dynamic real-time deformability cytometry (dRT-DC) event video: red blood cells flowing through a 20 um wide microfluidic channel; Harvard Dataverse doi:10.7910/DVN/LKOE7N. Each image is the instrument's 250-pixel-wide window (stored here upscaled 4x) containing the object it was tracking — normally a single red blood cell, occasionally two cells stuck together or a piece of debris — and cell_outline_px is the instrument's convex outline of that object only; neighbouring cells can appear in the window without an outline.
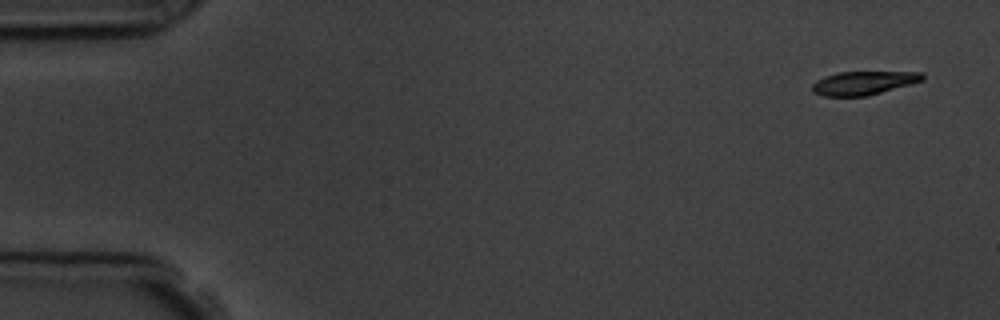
{"species": "common noctule bat (a hibernating species)", "species_latin": "Nyctalus noctula", "temperature_condition": "room temperature", "stored_images_in_passage": 5, "camera_frame_rate_fps": 3000, "um_per_image_px": 0.085, "animal": {"sex": "male", "body_mass_g": 19.5, "forearm_length_mm": 54.6}, "frame": {"image": 1, "passage_image": 1, "time_ms": 0.0, "image_size_px": [1000, 320], "cell_outline_px": [[924, 80], [912, 84], [868, 96], [824, 96], [812, 92], [812, 84], [816, 80], [824, 76], [836, 72], [920, 72], [924, 76]], "centroid_in_image_um": [73.38, 7.05], "position_along_channel_um": 11.6, "area_um2": 15.26}}
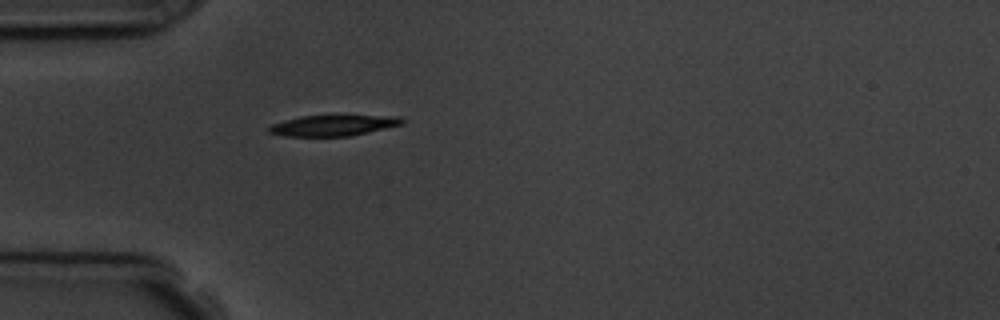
{"frame": {"image": 2, "passage_image": 5, "time_ms": 4.333, "image_size_px": [1000, 320], "cell_outline_px": [[404, 124], [348, 136], [284, 136], [268, 132], [268, 128], [272, 124], [284, 120], [300, 116], [400, 116], [404, 120]], "centroid_in_image_um": [28.3, 10.66], "position_along_channel_um": 56.7, "area_um2": 15.9}}